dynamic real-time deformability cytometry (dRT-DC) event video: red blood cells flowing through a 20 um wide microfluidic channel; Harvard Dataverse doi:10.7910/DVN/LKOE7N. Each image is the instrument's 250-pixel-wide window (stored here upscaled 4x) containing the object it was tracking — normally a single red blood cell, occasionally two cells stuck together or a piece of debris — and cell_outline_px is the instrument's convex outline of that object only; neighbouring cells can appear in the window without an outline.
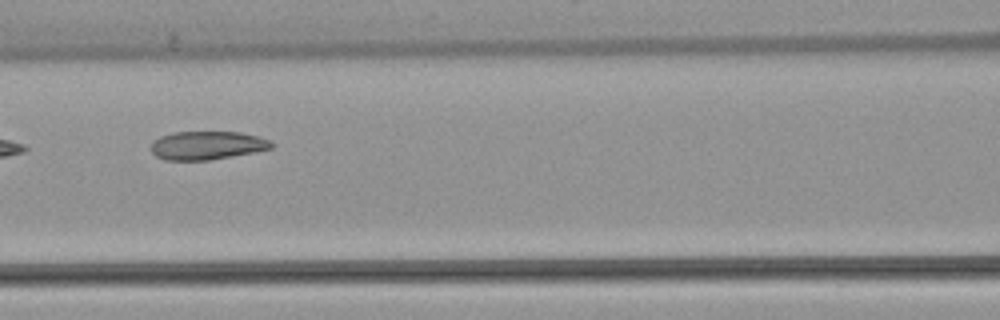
{"species": "common noctule bat (a hibernating species)", "species_latin": "Nyctalus noctula", "temperature_condition": "warm", "stored_images_in_passage": 7, "camera_frame_rate_fps": 3000, "um_per_image_px": 0.085, "animal": {"sex": "female", "body_mass_g": 22.7, "forearm_length_mm": 54.2}, "frame": {"image": 1, "passage_image": 6, "time_ms": 7.667, "image_size_px": [1000, 320], "cell_outline_px": [[276, 144], [272, 148], [256, 152], [208, 160], [164, 160], [156, 156], [152, 152], [152, 140], [160, 136], [172, 132], [240, 132], [260, 136], [272, 140]], "centroid_in_image_um": [17.65, 12.35], "position_along_channel_um": 149.0, "area_um2": 20.23}}
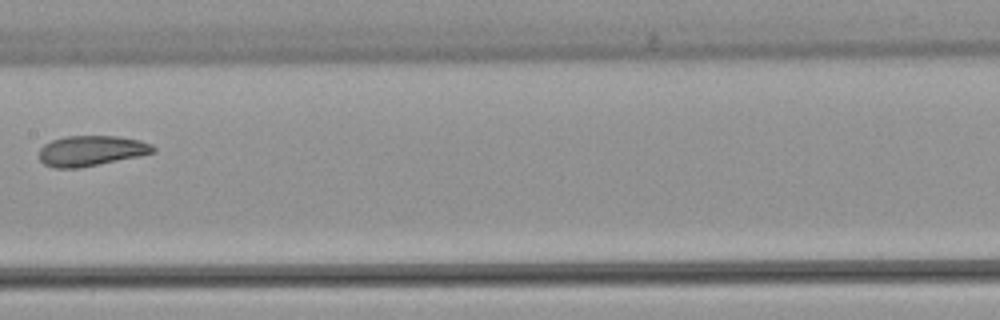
{"frame": {"image": 2, "passage_image": 7, "time_ms": 9.0, "image_size_px": [1000, 320], "cell_outline_px": [[156, 152], [140, 156], [80, 168], [52, 168], [44, 164], [40, 160], [40, 148], [44, 144], [52, 140], [64, 136], [116, 136], [140, 140], [152, 144], [156, 148]], "centroid_in_image_um": [7.76, 12.82], "position_along_channel_um": 199.6, "area_um2": 20.35}}